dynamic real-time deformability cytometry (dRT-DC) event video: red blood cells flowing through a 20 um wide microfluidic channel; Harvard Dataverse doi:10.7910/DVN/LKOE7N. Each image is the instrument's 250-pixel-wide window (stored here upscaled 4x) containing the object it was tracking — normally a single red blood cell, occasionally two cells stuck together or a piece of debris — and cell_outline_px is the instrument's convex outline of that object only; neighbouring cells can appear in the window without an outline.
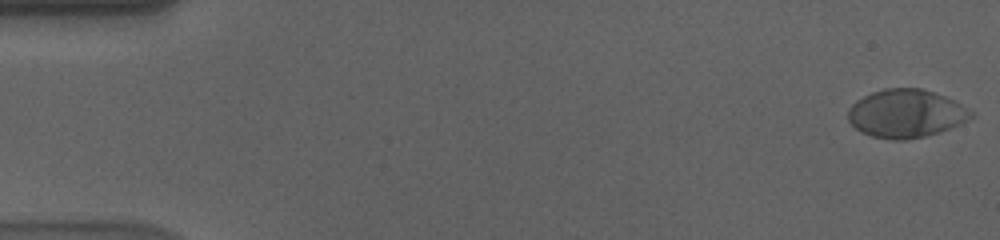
{"species": "human", "species_latin": "Homo sapiens", "temperature_condition": "cold", "stored_images_in_passage": 57, "camera_frame_rate_fps": 3000, "um_per_image_px": 0.085, "donor": {"sex": "male"}, "frame": {"image": 1, "passage_image": 1, "time_ms": 0.0, "image_size_px": [1000, 240], "cell_outline_px": [[972, 116], [960, 124], [940, 132], [924, 136], [904, 140], [896, 140], [872, 136], [860, 132], [848, 120], [848, 108], [856, 100], [872, 92], [884, 88], [920, 88], [944, 96], [960, 104], [972, 112]], "centroid_in_image_um": [76.96, 9.65], "position_along_channel_um": 8.0, "area_um2": 34.22}}
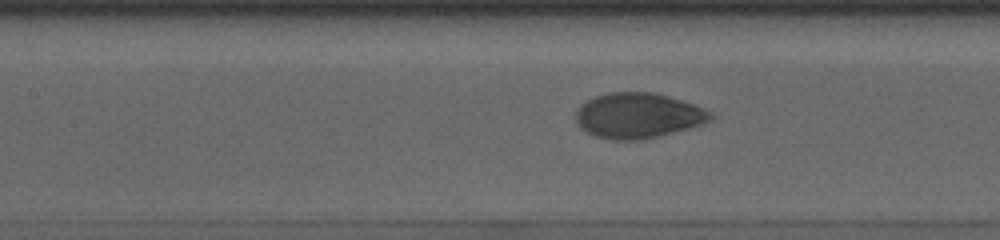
{"frame": {"image": 2, "passage_image": 26, "time_ms": 8.333, "image_size_px": [1000, 240], "cell_outline_px": [[716, 116], [712, 120], [704, 124], [660, 136], [644, 140], [608, 140], [592, 136], [584, 132], [576, 124], [576, 108], [584, 100], [592, 96], [608, 92], [656, 92], [696, 104], [712, 112]], "centroid_in_image_um": [54.22, 9.82], "position_along_channel_um": 153.2, "area_um2": 36.7}}
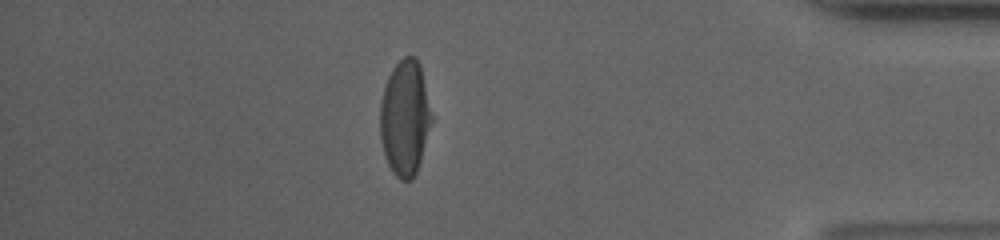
{"frame": {"image": 3, "passage_image": 50, "time_ms": 16.333, "image_size_px": [1000, 240], "cell_outline_px": [[432, 120], [420, 160], [416, 172], [412, 180], [400, 180], [392, 172], [384, 156], [380, 140], [380, 100], [388, 76], [392, 68], [404, 56], [416, 56], [420, 64], [432, 116]], "centroid_in_image_um": [34.39, 10.02], "position_along_channel_um": 400.8, "area_um2": 34.62}, "authors_computed_cell_mechanics": {"area_um2": 35.3736, "velocity_mm_per_s": 3.569, "shape_relaxation_time_tau1_ms": 4.1392, "shape_relaxation_time_tau2_ms": null, "deformation_change_tau1": 0.1756, "deformation_change_tau2": null}}